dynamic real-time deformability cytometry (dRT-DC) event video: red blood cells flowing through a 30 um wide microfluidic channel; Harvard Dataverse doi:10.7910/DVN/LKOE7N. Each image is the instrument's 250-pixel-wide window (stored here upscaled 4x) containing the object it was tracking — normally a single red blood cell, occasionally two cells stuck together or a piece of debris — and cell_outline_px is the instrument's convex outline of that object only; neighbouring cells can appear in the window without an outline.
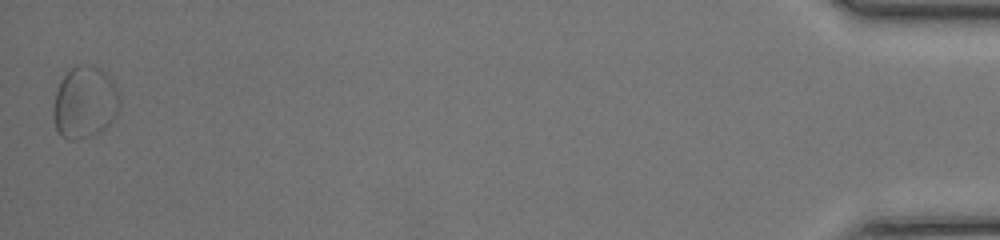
{"species": "common noctule bat (a hibernating species)", "species_latin": "Nyctalus noctula", "temperature_condition": "room temperature", "stored_images_in_passage": 47, "segment_of_instrument_passage": [2, 2], "camera_frame_rate_fps": 3000, "um_per_image_px": 0.085, "animal": {"sex": "female", "body_mass_g": 17.0, "forearm_length_mm": 48.0}, "frame": {"image": 1, "passage_image": 47, "time_ms": 15.333, "image_size_px": [1000, 240], "cell_outline_px": [[120, 104], [116, 116], [100, 132], [76, 140], [68, 140], [60, 136], [56, 128], [52, 116], [56, 92], [64, 76], [76, 64], [80, 64], [96, 68], [104, 72], [112, 80], [120, 96]], "centroid_in_image_um": [7.2, 8.74], "position_along_channel_um": 428.0, "area_um2": 27.57}}